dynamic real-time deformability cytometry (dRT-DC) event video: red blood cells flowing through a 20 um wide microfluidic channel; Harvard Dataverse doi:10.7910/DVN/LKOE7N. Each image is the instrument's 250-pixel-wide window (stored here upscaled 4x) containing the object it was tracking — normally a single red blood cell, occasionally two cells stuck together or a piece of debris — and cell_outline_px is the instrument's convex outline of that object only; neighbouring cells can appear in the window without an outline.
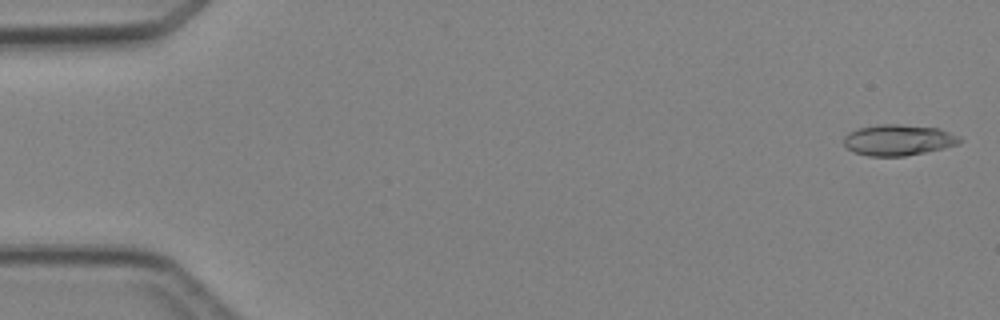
{"species": "Egyptian fruit bat (a non-hibernating species)", "species_latin": "Rousettus aegyptiacus", "temperature_condition": "cold", "stored_images_in_passage": 5, "camera_frame_rate_fps": 3000, "um_per_image_px": 0.085, "animal": {"sex": "female"}, "frame": {"image": 1, "passage_image": 5, "time_ms": 5.333, "image_size_px": [1000, 320], "cell_outline_px": [[964, 140], [956, 144], [944, 148], [904, 156], [868, 156], [856, 152], [848, 148], [844, 144], [844, 136], [848, 132], [860, 128], [880, 124], [896, 124], [940, 128], [960, 136]], "centroid_in_image_um": [76.38, 11.89], "position_along_channel_um": 8.6, "area_um2": 20.81}}